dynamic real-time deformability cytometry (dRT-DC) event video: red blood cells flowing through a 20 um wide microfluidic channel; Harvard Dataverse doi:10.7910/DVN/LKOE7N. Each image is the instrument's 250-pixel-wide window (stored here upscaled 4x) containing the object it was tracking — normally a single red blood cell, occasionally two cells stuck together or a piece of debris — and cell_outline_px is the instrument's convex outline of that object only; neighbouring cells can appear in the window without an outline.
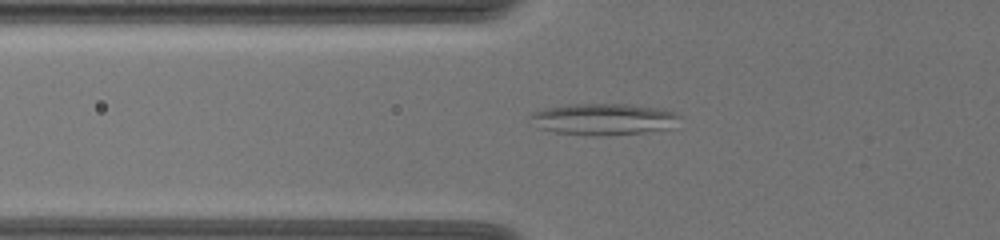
{"species": "common noctule bat (a hibernating species)", "species_latin": "Nyctalus noctula", "temperature_condition": "warm", "stored_images_in_passage": 64, "camera_frame_rate_fps": 3000, "um_per_image_px": 0.085, "animal": {"sex": "female", "body_mass_g": 19.5, "forearm_length_mm": 54.1}, "frame": {"image": 1, "passage_image": 27, "time_ms": 8.667, "image_size_px": [1000, 240], "cell_outline_px": [[680, 116], [672, 128], [644, 132], [604, 136], [592, 136], [556, 132], [540, 128], [528, 116], [532, 112], [544, 108], [564, 104], [628, 104], [664, 108], [676, 112]], "centroid_in_image_um": [51.32, 10.12], "position_along_channel_um": 74.5, "area_um2": 27.69}}
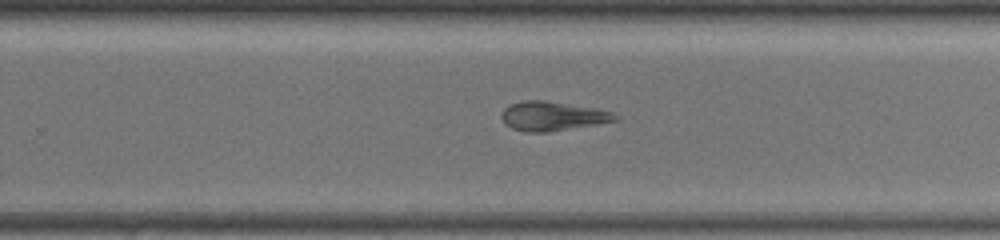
{"frame": {"image": 2, "passage_image": 45, "time_ms": 14.667, "image_size_px": [1000, 240], "cell_outline_px": [[620, 120], [548, 132], [524, 132], [512, 128], [504, 124], [500, 116], [504, 108], [512, 104], [524, 100], [544, 100], [596, 108], [616, 112], [620, 116]], "centroid_in_image_um": [46.99, 9.87], "position_along_channel_um": 282.8, "area_um2": 19.54}}
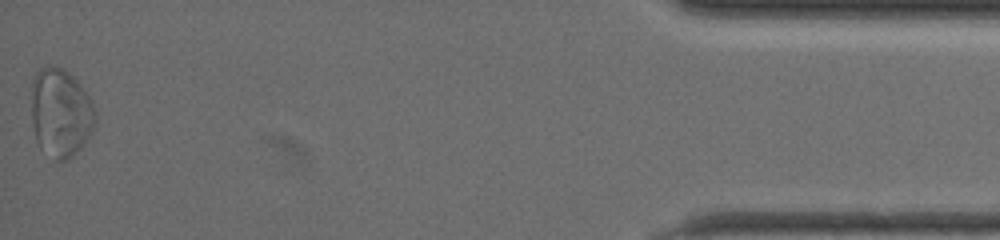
{"frame": {"image": 3, "passage_image": 64, "time_ms": 21.0, "image_size_px": [1000, 240], "cell_outline_px": [[96, 120], [92, 132], [84, 144], [68, 160], [52, 160], [36, 144], [32, 120], [32, 80], [36, 72], [40, 68], [56, 64], [68, 72], [80, 84], [92, 100], [96, 112]], "centroid_in_image_um": [5.15, 9.59], "position_along_channel_um": 430.0, "area_um2": 33.52}, "authors_computed_cell_mechanics": {"area_um2": 28.4376, "velocity_mm_per_s": 3.4976, "shape_relaxation_time_tau1_ms": null, "shape_relaxation_time_tau2_ms": 2.5794, "deformation_change_tau1": null, "deformation_change_tau2": 0.1171}}